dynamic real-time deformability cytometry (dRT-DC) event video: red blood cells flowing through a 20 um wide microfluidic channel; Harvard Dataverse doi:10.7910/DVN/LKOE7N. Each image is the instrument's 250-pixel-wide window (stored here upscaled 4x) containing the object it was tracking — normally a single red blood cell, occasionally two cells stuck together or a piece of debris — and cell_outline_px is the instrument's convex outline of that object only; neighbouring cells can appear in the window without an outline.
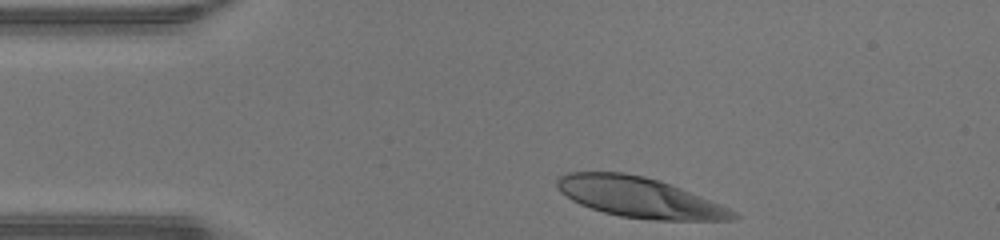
{"species": "human", "species_latin": "Homo sapiens", "temperature_condition": "warm", "stored_images_in_passage": 30, "camera_frame_rate_fps": 3000, "um_per_image_px": 0.085, "donor": {"sex": "male"}, "frame": {"image": 1, "passage_image": 1, "time_ms": 0.0, "image_size_px": [1000, 240], "cell_outline_px": [[740, 216], [732, 220], [656, 220], [620, 216], [604, 212], [580, 204], [572, 200], [560, 192], [556, 188], [556, 180], [560, 176], [568, 172], [624, 172], [644, 176], [680, 188], [728, 208], [736, 212]], "centroid_in_image_um": [54.3, 16.77], "position_along_channel_um": 30.7, "area_um2": 40.81}}
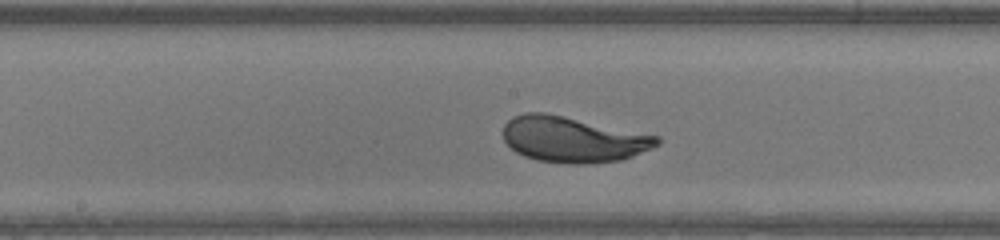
{"frame": {"image": 2, "passage_image": 16, "time_ms": 5.0, "image_size_px": [1000, 240], "cell_outline_px": [[660, 144], [652, 148], [624, 160], [588, 164], [568, 164], [536, 160], [524, 156], [516, 152], [504, 140], [504, 124], [512, 116], [524, 112], [544, 112], [660, 136]], "centroid_in_image_um": [48.71, 11.86], "position_along_channel_um": 199.5, "area_um2": 41.21}}
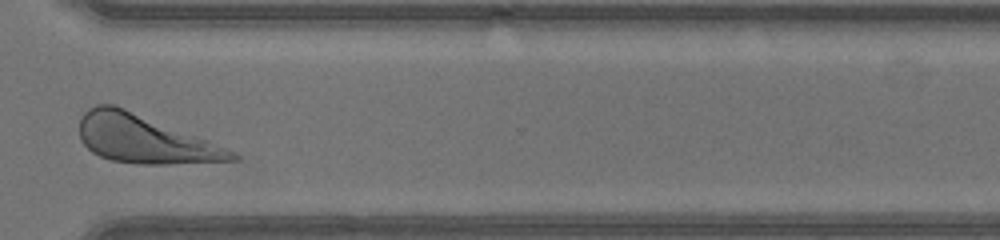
{"frame": {"image": 3, "passage_image": 27, "time_ms": 8.667, "image_size_px": [1000, 240], "cell_outline_px": [[240, 160], [168, 164], [140, 164], [112, 160], [100, 156], [92, 152], [80, 140], [80, 116], [88, 108], [96, 104], [112, 104], [124, 108], [208, 140], [236, 152], [240, 156]], "centroid_in_image_um": [12.27, 11.83], "position_along_channel_um": 358.3, "area_um2": 42.43}, "authors_computed_cell_mechanics": {"area_um2": 40.8646, "velocity_mm_per_s": 4.3397, "shape_relaxation_time_tau1_ms": 2.4449, "shape_relaxation_time_tau2_ms": null, "deformation_change_tau1": 0.1989, "deformation_change_tau2": null}}